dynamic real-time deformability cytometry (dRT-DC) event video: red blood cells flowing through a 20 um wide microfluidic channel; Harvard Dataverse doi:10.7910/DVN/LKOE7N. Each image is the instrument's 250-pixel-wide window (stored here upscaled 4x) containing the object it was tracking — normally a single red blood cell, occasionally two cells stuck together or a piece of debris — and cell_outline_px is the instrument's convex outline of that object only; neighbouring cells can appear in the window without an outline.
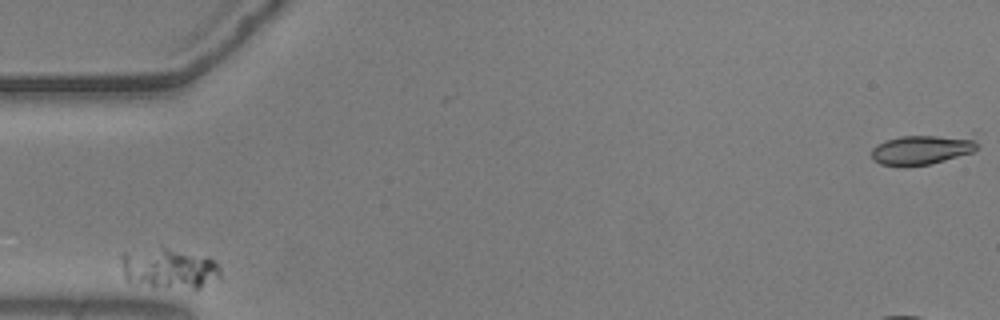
{"species": "common noctule bat (a hibernating species)", "species_latin": "Nyctalus noctula", "temperature_condition": "warm", "stored_images_in_passage": 4, "camera_frame_rate_fps": 3000, "um_per_image_px": 0.085, "animal": {"sex": "male", "body_mass_g": 20.5, "forearm_length_mm": 52.5}, "frame": {"image": 1, "passage_image": 1, "time_ms": 0.0, "image_size_px": [1000, 320], "cell_outline_px": [[220, 280], [200, 288], [192, 288], [152, 284], [128, 280], [124, 276], [120, 260], [120, 256], [124, 252], [160, 248], [164, 248], [216, 260], [220, 268]], "centroid_in_image_um": [14.41, 22.8], "position_along_channel_um": 70.6, "area_um2": 22.43}}